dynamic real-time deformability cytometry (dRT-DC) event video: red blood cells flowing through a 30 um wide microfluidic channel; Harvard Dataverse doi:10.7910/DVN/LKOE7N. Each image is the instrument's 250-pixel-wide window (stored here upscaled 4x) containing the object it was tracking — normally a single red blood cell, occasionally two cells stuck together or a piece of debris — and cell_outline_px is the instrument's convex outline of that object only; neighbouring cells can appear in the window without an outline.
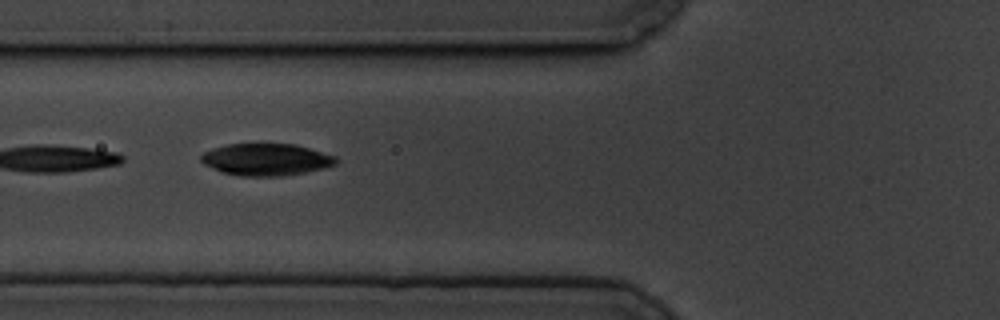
{"species": "common noctule bat (a hibernating species)", "species_latin": "Nyctalus noctula", "temperature_condition": "cold", "stored_images_in_passage": 5, "camera_frame_rate_fps": 3000, "um_per_image_px": 0.085, "animal": {"sex": "male", "body_mass_g": 19.5, "forearm_length_mm": 54.6}, "frame": {"image": 1, "passage_image": 3, "time_ms": 0.667, "image_size_px": [1000, 320], "cell_outline_px": [[340, 160], [336, 164], [324, 168], [304, 172], [280, 176], [240, 176], [224, 172], [212, 168], [204, 164], [200, 160], [200, 156], [204, 152], [212, 148], [228, 144], [296, 144], [336, 156]], "centroid_in_image_um": [22.64, 13.55], "position_along_channel_um": 103.2, "area_um2": 25.14}}